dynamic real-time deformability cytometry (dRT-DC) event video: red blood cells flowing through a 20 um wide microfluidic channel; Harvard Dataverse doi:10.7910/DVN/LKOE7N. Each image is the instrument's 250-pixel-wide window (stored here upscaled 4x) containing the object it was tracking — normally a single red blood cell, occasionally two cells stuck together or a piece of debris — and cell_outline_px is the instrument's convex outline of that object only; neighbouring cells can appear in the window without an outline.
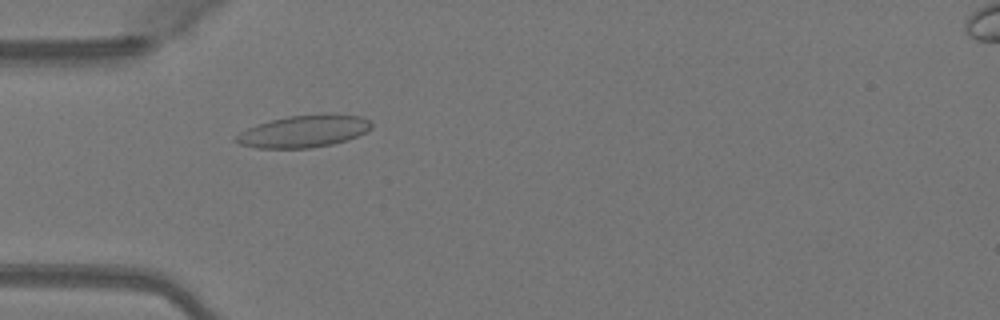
{"species": "Egyptian fruit bat (a non-hibernating species)", "species_latin": "Rousettus aegyptiacus", "temperature_condition": "warm", "stored_images_in_passage": 51, "camera_frame_rate_fps": 3000, "um_per_image_px": 0.085, "animal": {"sex": "female"}, "frame": {"image": 1, "passage_image": 16, "time_ms": 5.0, "image_size_px": [1000, 320], "cell_outline_px": [[372, 128], [348, 140], [332, 144], [312, 148], [256, 148], [240, 144], [232, 140], [240, 132], [248, 128], [272, 120], [288, 116], [328, 112], [360, 116], [368, 120], [372, 124]], "centroid_in_image_um": [25.85, 11.15], "position_along_channel_um": 59.2, "area_um2": 25.55}}
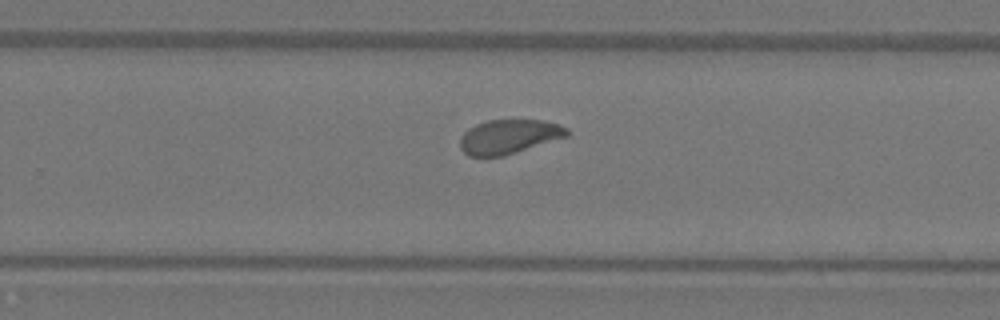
{"frame": {"image": 2, "passage_image": 33, "time_ms": 10.667, "image_size_px": [1000, 320], "cell_outline_px": [[568, 136], [504, 156], [468, 156], [460, 148], [460, 136], [468, 128], [476, 124], [488, 120], [544, 120], [568, 128]], "centroid_in_image_um": [43.23, 11.61], "position_along_channel_um": 286.6, "area_um2": 21.33}}
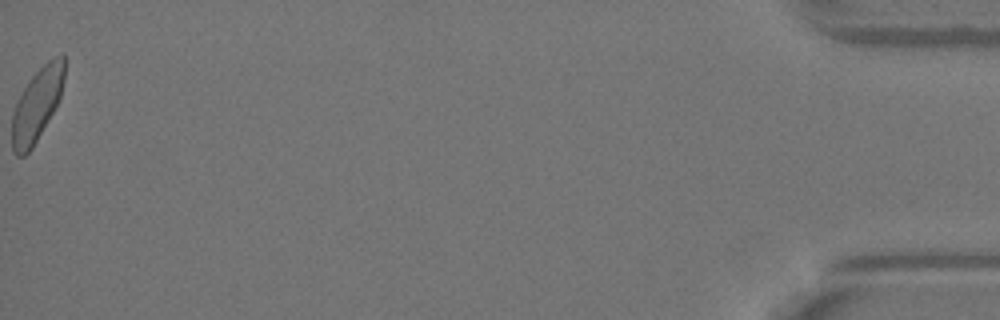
{"frame": {"image": 3, "passage_image": 51, "time_ms": 16.667, "image_size_px": [1000, 320], "cell_outline_px": [[64, 80], [60, 96], [52, 112], [32, 148], [24, 156], [16, 156], [12, 152], [12, 112], [28, 80], [48, 60], [64, 52]], "centroid_in_image_um": [3.12, 8.9], "position_along_channel_um": 432.1, "area_um2": 21.91}, "authors_computed_cell_mechanics": {"area_um2": 22.542, "velocity_mm_per_s": 4.0863, "shape_relaxation_time_tau1_ms": 2.3035, "shape_relaxation_time_tau2_ms": 0.8399, "deformation_change_tau1": 0.1073, "deformation_change_tau2": 0.0532}}